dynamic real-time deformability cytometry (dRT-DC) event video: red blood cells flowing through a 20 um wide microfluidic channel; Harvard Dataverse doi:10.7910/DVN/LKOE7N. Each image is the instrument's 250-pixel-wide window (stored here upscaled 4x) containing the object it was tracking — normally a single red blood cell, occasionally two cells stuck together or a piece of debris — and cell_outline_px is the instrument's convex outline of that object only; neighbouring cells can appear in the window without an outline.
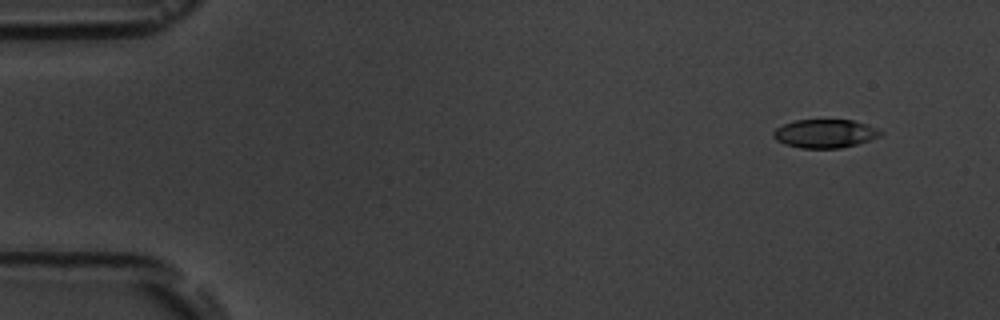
{"species": "common noctule bat (a hibernating species)", "species_latin": "Nyctalus noctula", "temperature_condition": "room temperature", "stored_images_in_passage": 7, "camera_frame_rate_fps": 3000, "um_per_image_px": 0.085, "animal": {"sex": "male", "body_mass_g": 19.5, "forearm_length_mm": 54.6}, "frame": {"image": 1, "passage_image": 1, "time_ms": 0.0, "image_size_px": [1000, 320], "cell_outline_px": [[884, 132], [880, 136], [856, 144], [840, 148], [800, 148], [784, 144], [776, 140], [772, 136], [772, 132], [776, 128], [784, 124], [796, 120], [852, 120], [876, 128]], "centroid_in_image_um": [70.08, 11.36], "position_along_channel_um": 14.9, "area_um2": 17.69}}
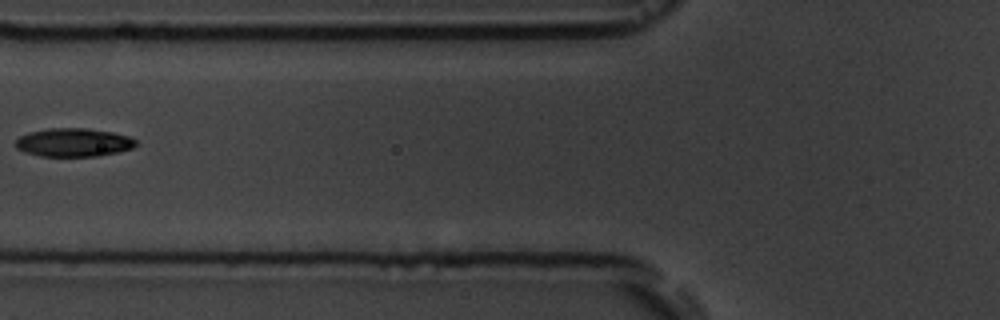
{"frame": {"image": 2, "passage_image": 6, "time_ms": 6.0, "image_size_px": [1000, 320], "cell_outline_px": [[136, 144], [132, 148], [100, 156], [40, 156], [24, 152], [16, 148], [16, 140], [20, 136], [28, 132], [48, 128], [84, 128], [112, 132], [128, 136], [136, 140]], "centroid_in_image_um": [6.22, 12.1], "position_along_channel_um": 119.6, "area_um2": 19.88}}
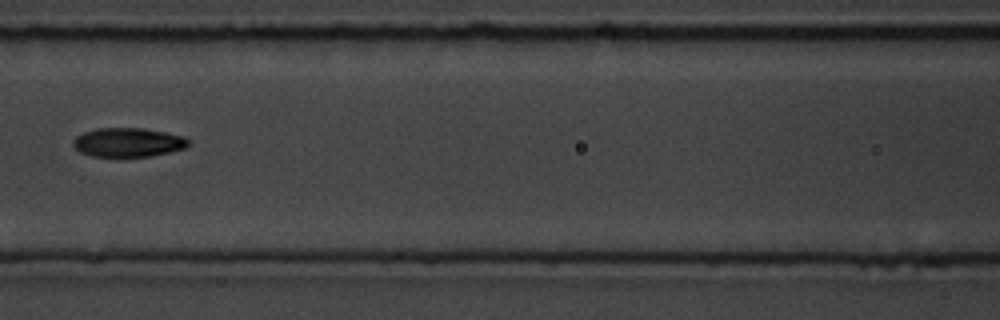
{"frame": {"image": 3, "passage_image": 7, "time_ms": 7.0, "image_size_px": [1000, 320], "cell_outline_px": [[188, 144], [184, 148], [152, 156], [116, 160], [92, 156], [80, 152], [72, 144], [72, 140], [76, 136], [84, 132], [96, 128], [144, 128], [184, 136], [188, 140]], "centroid_in_image_um": [10.82, 12.14], "position_along_channel_um": 155.8, "area_um2": 20.23}}